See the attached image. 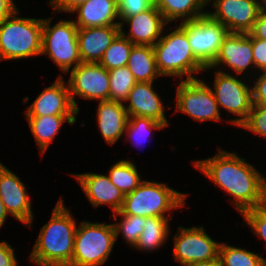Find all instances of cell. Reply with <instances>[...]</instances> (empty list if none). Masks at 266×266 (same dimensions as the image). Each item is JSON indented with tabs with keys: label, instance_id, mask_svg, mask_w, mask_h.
<instances>
[{
	"label": "cell",
	"instance_id": "8d00e7d4",
	"mask_svg": "<svg viewBox=\"0 0 266 266\" xmlns=\"http://www.w3.org/2000/svg\"><path fill=\"white\" fill-rule=\"evenodd\" d=\"M252 87V103L266 105V71H262Z\"/></svg>",
	"mask_w": 266,
	"mask_h": 266
},
{
	"label": "cell",
	"instance_id": "60d3db41",
	"mask_svg": "<svg viewBox=\"0 0 266 266\" xmlns=\"http://www.w3.org/2000/svg\"><path fill=\"white\" fill-rule=\"evenodd\" d=\"M18 8L13 0H0V23L10 17Z\"/></svg>",
	"mask_w": 266,
	"mask_h": 266
},
{
	"label": "cell",
	"instance_id": "ba28073f",
	"mask_svg": "<svg viewBox=\"0 0 266 266\" xmlns=\"http://www.w3.org/2000/svg\"><path fill=\"white\" fill-rule=\"evenodd\" d=\"M179 26L187 33L194 56L205 67H209L218 55L220 46L229 33L228 29L208 14L195 20L182 21Z\"/></svg>",
	"mask_w": 266,
	"mask_h": 266
},
{
	"label": "cell",
	"instance_id": "f1b7e54d",
	"mask_svg": "<svg viewBox=\"0 0 266 266\" xmlns=\"http://www.w3.org/2000/svg\"><path fill=\"white\" fill-rule=\"evenodd\" d=\"M133 46L134 44L129 39L119 33L105 50L99 64L108 71L118 67H125Z\"/></svg>",
	"mask_w": 266,
	"mask_h": 266
},
{
	"label": "cell",
	"instance_id": "4dcf8cb0",
	"mask_svg": "<svg viewBox=\"0 0 266 266\" xmlns=\"http://www.w3.org/2000/svg\"><path fill=\"white\" fill-rule=\"evenodd\" d=\"M162 128H165V126L152 118L129 116L125 132L132 143L139 145L147 140V137L152 133V129Z\"/></svg>",
	"mask_w": 266,
	"mask_h": 266
},
{
	"label": "cell",
	"instance_id": "d6986e66",
	"mask_svg": "<svg viewBox=\"0 0 266 266\" xmlns=\"http://www.w3.org/2000/svg\"><path fill=\"white\" fill-rule=\"evenodd\" d=\"M152 85L153 82H137L125 100L129 105L124 107H127L128 116L152 118L166 127L169 123L164 115V106Z\"/></svg>",
	"mask_w": 266,
	"mask_h": 266
},
{
	"label": "cell",
	"instance_id": "f35d334b",
	"mask_svg": "<svg viewBox=\"0 0 266 266\" xmlns=\"http://www.w3.org/2000/svg\"><path fill=\"white\" fill-rule=\"evenodd\" d=\"M0 266H18L14 250L7 242H0Z\"/></svg>",
	"mask_w": 266,
	"mask_h": 266
},
{
	"label": "cell",
	"instance_id": "277c9868",
	"mask_svg": "<svg viewBox=\"0 0 266 266\" xmlns=\"http://www.w3.org/2000/svg\"><path fill=\"white\" fill-rule=\"evenodd\" d=\"M156 66L161 76H187L186 79H195L192 75L201 72L206 67L194 56L188 43L187 33L178 26L153 45Z\"/></svg>",
	"mask_w": 266,
	"mask_h": 266
},
{
	"label": "cell",
	"instance_id": "cb8c5ba5",
	"mask_svg": "<svg viewBox=\"0 0 266 266\" xmlns=\"http://www.w3.org/2000/svg\"><path fill=\"white\" fill-rule=\"evenodd\" d=\"M211 0H153V4L167 23L183 18L182 21L195 20L207 12H202Z\"/></svg>",
	"mask_w": 266,
	"mask_h": 266
},
{
	"label": "cell",
	"instance_id": "d6a6232c",
	"mask_svg": "<svg viewBox=\"0 0 266 266\" xmlns=\"http://www.w3.org/2000/svg\"><path fill=\"white\" fill-rule=\"evenodd\" d=\"M241 127L261 137H266V105L253 104L248 119Z\"/></svg>",
	"mask_w": 266,
	"mask_h": 266
},
{
	"label": "cell",
	"instance_id": "d590c367",
	"mask_svg": "<svg viewBox=\"0 0 266 266\" xmlns=\"http://www.w3.org/2000/svg\"><path fill=\"white\" fill-rule=\"evenodd\" d=\"M252 54L254 67L266 71V40L252 37Z\"/></svg>",
	"mask_w": 266,
	"mask_h": 266
},
{
	"label": "cell",
	"instance_id": "74e56055",
	"mask_svg": "<svg viewBox=\"0 0 266 266\" xmlns=\"http://www.w3.org/2000/svg\"><path fill=\"white\" fill-rule=\"evenodd\" d=\"M248 34L251 37L266 40V9L264 7L260 9L257 19Z\"/></svg>",
	"mask_w": 266,
	"mask_h": 266
},
{
	"label": "cell",
	"instance_id": "8fae6325",
	"mask_svg": "<svg viewBox=\"0 0 266 266\" xmlns=\"http://www.w3.org/2000/svg\"><path fill=\"white\" fill-rule=\"evenodd\" d=\"M220 244L206 234L203 226H179L174 235V259L184 266L204 260H219Z\"/></svg>",
	"mask_w": 266,
	"mask_h": 266
},
{
	"label": "cell",
	"instance_id": "603a6c76",
	"mask_svg": "<svg viewBox=\"0 0 266 266\" xmlns=\"http://www.w3.org/2000/svg\"><path fill=\"white\" fill-rule=\"evenodd\" d=\"M76 115H44V116H26L31 133L36 139L41 154L47 150L49 144L53 141L56 134L67 121L73 125L76 123Z\"/></svg>",
	"mask_w": 266,
	"mask_h": 266
},
{
	"label": "cell",
	"instance_id": "8992f818",
	"mask_svg": "<svg viewBox=\"0 0 266 266\" xmlns=\"http://www.w3.org/2000/svg\"><path fill=\"white\" fill-rule=\"evenodd\" d=\"M116 234L113 224L83 221L77 227L69 266H99L109 258Z\"/></svg>",
	"mask_w": 266,
	"mask_h": 266
},
{
	"label": "cell",
	"instance_id": "4316f807",
	"mask_svg": "<svg viewBox=\"0 0 266 266\" xmlns=\"http://www.w3.org/2000/svg\"><path fill=\"white\" fill-rule=\"evenodd\" d=\"M108 177L124 195L131 193L143 182L136 165L128 160L116 162L111 167Z\"/></svg>",
	"mask_w": 266,
	"mask_h": 266
},
{
	"label": "cell",
	"instance_id": "83f0119b",
	"mask_svg": "<svg viewBox=\"0 0 266 266\" xmlns=\"http://www.w3.org/2000/svg\"><path fill=\"white\" fill-rule=\"evenodd\" d=\"M219 264L220 266H266V259L254 252L222 243L219 248Z\"/></svg>",
	"mask_w": 266,
	"mask_h": 266
},
{
	"label": "cell",
	"instance_id": "2e32d148",
	"mask_svg": "<svg viewBox=\"0 0 266 266\" xmlns=\"http://www.w3.org/2000/svg\"><path fill=\"white\" fill-rule=\"evenodd\" d=\"M63 80V76H59L51 86L45 88L28 106L25 115H77L78 111L71 101L68 84L65 86Z\"/></svg>",
	"mask_w": 266,
	"mask_h": 266
},
{
	"label": "cell",
	"instance_id": "f546056e",
	"mask_svg": "<svg viewBox=\"0 0 266 266\" xmlns=\"http://www.w3.org/2000/svg\"><path fill=\"white\" fill-rule=\"evenodd\" d=\"M137 83L127 66L109 70V100L125 101Z\"/></svg>",
	"mask_w": 266,
	"mask_h": 266
},
{
	"label": "cell",
	"instance_id": "b9f144b4",
	"mask_svg": "<svg viewBox=\"0 0 266 266\" xmlns=\"http://www.w3.org/2000/svg\"><path fill=\"white\" fill-rule=\"evenodd\" d=\"M189 266H220L219 260H204Z\"/></svg>",
	"mask_w": 266,
	"mask_h": 266
},
{
	"label": "cell",
	"instance_id": "484cf974",
	"mask_svg": "<svg viewBox=\"0 0 266 266\" xmlns=\"http://www.w3.org/2000/svg\"><path fill=\"white\" fill-rule=\"evenodd\" d=\"M168 220L166 217H145L143 232L134 247L140 251H152L162 246L169 232Z\"/></svg>",
	"mask_w": 266,
	"mask_h": 266
},
{
	"label": "cell",
	"instance_id": "1f68e13d",
	"mask_svg": "<svg viewBox=\"0 0 266 266\" xmlns=\"http://www.w3.org/2000/svg\"><path fill=\"white\" fill-rule=\"evenodd\" d=\"M118 215L122 217V220L120 223H113L116 239L121 232L126 242L130 244V246L132 245L134 247L138 242L141 233L143 232L145 217L124 214Z\"/></svg>",
	"mask_w": 266,
	"mask_h": 266
},
{
	"label": "cell",
	"instance_id": "6da1fadb",
	"mask_svg": "<svg viewBox=\"0 0 266 266\" xmlns=\"http://www.w3.org/2000/svg\"><path fill=\"white\" fill-rule=\"evenodd\" d=\"M244 160L236 153L220 149L216 156L193 163L206 177L233 196L235 200L231 202L241 214L266 204V178Z\"/></svg>",
	"mask_w": 266,
	"mask_h": 266
},
{
	"label": "cell",
	"instance_id": "5b68a950",
	"mask_svg": "<svg viewBox=\"0 0 266 266\" xmlns=\"http://www.w3.org/2000/svg\"><path fill=\"white\" fill-rule=\"evenodd\" d=\"M185 198L186 194L171 189L164 183L144 180L125 195L121 210L115 214L167 217L165 212L183 207Z\"/></svg>",
	"mask_w": 266,
	"mask_h": 266
},
{
	"label": "cell",
	"instance_id": "e0dca14e",
	"mask_svg": "<svg viewBox=\"0 0 266 266\" xmlns=\"http://www.w3.org/2000/svg\"><path fill=\"white\" fill-rule=\"evenodd\" d=\"M75 176L94 208L110 205L114 213L121 210L125 195L109 179L96 173L72 174Z\"/></svg>",
	"mask_w": 266,
	"mask_h": 266
},
{
	"label": "cell",
	"instance_id": "d4e9b609",
	"mask_svg": "<svg viewBox=\"0 0 266 266\" xmlns=\"http://www.w3.org/2000/svg\"><path fill=\"white\" fill-rule=\"evenodd\" d=\"M137 82H153L158 72L153 46L134 45L126 65Z\"/></svg>",
	"mask_w": 266,
	"mask_h": 266
},
{
	"label": "cell",
	"instance_id": "e575fe53",
	"mask_svg": "<svg viewBox=\"0 0 266 266\" xmlns=\"http://www.w3.org/2000/svg\"><path fill=\"white\" fill-rule=\"evenodd\" d=\"M153 5V0H118L119 19L126 20L128 17L144 12Z\"/></svg>",
	"mask_w": 266,
	"mask_h": 266
},
{
	"label": "cell",
	"instance_id": "ac0fdd59",
	"mask_svg": "<svg viewBox=\"0 0 266 266\" xmlns=\"http://www.w3.org/2000/svg\"><path fill=\"white\" fill-rule=\"evenodd\" d=\"M130 25L129 34L120 29V33L129 39L134 45L153 46L161 38L164 25L168 24L161 12L153 4L144 12L121 20Z\"/></svg>",
	"mask_w": 266,
	"mask_h": 266
},
{
	"label": "cell",
	"instance_id": "ee69618b",
	"mask_svg": "<svg viewBox=\"0 0 266 266\" xmlns=\"http://www.w3.org/2000/svg\"><path fill=\"white\" fill-rule=\"evenodd\" d=\"M263 7L266 9V0L263 2Z\"/></svg>",
	"mask_w": 266,
	"mask_h": 266
},
{
	"label": "cell",
	"instance_id": "836d02e7",
	"mask_svg": "<svg viewBox=\"0 0 266 266\" xmlns=\"http://www.w3.org/2000/svg\"><path fill=\"white\" fill-rule=\"evenodd\" d=\"M242 215L247 225L252 228L251 231L266 242V204L248 209Z\"/></svg>",
	"mask_w": 266,
	"mask_h": 266
},
{
	"label": "cell",
	"instance_id": "7a4b0ae2",
	"mask_svg": "<svg viewBox=\"0 0 266 266\" xmlns=\"http://www.w3.org/2000/svg\"><path fill=\"white\" fill-rule=\"evenodd\" d=\"M75 219L59 199L52 217L38 236L30 254V260L40 266H69L74 251L77 230Z\"/></svg>",
	"mask_w": 266,
	"mask_h": 266
},
{
	"label": "cell",
	"instance_id": "9a60e30c",
	"mask_svg": "<svg viewBox=\"0 0 266 266\" xmlns=\"http://www.w3.org/2000/svg\"><path fill=\"white\" fill-rule=\"evenodd\" d=\"M220 64L230 67L237 74H242L248 67H254L252 37L247 33L229 32L214 62L205 70L213 69Z\"/></svg>",
	"mask_w": 266,
	"mask_h": 266
},
{
	"label": "cell",
	"instance_id": "5bb4252c",
	"mask_svg": "<svg viewBox=\"0 0 266 266\" xmlns=\"http://www.w3.org/2000/svg\"><path fill=\"white\" fill-rule=\"evenodd\" d=\"M26 186L15 173L0 162V198L6 211L31 227L33 213Z\"/></svg>",
	"mask_w": 266,
	"mask_h": 266
},
{
	"label": "cell",
	"instance_id": "4fadbf2b",
	"mask_svg": "<svg viewBox=\"0 0 266 266\" xmlns=\"http://www.w3.org/2000/svg\"><path fill=\"white\" fill-rule=\"evenodd\" d=\"M215 11L207 14L231 33H249L263 4L259 0H213Z\"/></svg>",
	"mask_w": 266,
	"mask_h": 266
},
{
	"label": "cell",
	"instance_id": "ffe728a7",
	"mask_svg": "<svg viewBox=\"0 0 266 266\" xmlns=\"http://www.w3.org/2000/svg\"><path fill=\"white\" fill-rule=\"evenodd\" d=\"M120 33V26L78 28L77 40L82 62L99 63L105 50Z\"/></svg>",
	"mask_w": 266,
	"mask_h": 266
},
{
	"label": "cell",
	"instance_id": "7402d4cb",
	"mask_svg": "<svg viewBox=\"0 0 266 266\" xmlns=\"http://www.w3.org/2000/svg\"><path fill=\"white\" fill-rule=\"evenodd\" d=\"M129 116L123 102L100 101L97 120L100 132L105 141L113 145L126 131Z\"/></svg>",
	"mask_w": 266,
	"mask_h": 266
},
{
	"label": "cell",
	"instance_id": "30bf717a",
	"mask_svg": "<svg viewBox=\"0 0 266 266\" xmlns=\"http://www.w3.org/2000/svg\"><path fill=\"white\" fill-rule=\"evenodd\" d=\"M213 94L218 107L241 117L228 122L241 126L248 119L253 105L252 88L249 85L220 70L215 73Z\"/></svg>",
	"mask_w": 266,
	"mask_h": 266
},
{
	"label": "cell",
	"instance_id": "ab89813d",
	"mask_svg": "<svg viewBox=\"0 0 266 266\" xmlns=\"http://www.w3.org/2000/svg\"><path fill=\"white\" fill-rule=\"evenodd\" d=\"M88 0H50L48 3L57 12H73L80 4L87 2Z\"/></svg>",
	"mask_w": 266,
	"mask_h": 266
},
{
	"label": "cell",
	"instance_id": "7bdbcfd3",
	"mask_svg": "<svg viewBox=\"0 0 266 266\" xmlns=\"http://www.w3.org/2000/svg\"><path fill=\"white\" fill-rule=\"evenodd\" d=\"M7 214L8 212L6 211L5 206L3 205V202L0 198V228H2V225L4 224Z\"/></svg>",
	"mask_w": 266,
	"mask_h": 266
},
{
	"label": "cell",
	"instance_id": "3957f363",
	"mask_svg": "<svg viewBox=\"0 0 266 266\" xmlns=\"http://www.w3.org/2000/svg\"><path fill=\"white\" fill-rule=\"evenodd\" d=\"M18 12L0 23V61L41 55L43 19L17 17Z\"/></svg>",
	"mask_w": 266,
	"mask_h": 266
},
{
	"label": "cell",
	"instance_id": "7c38bea8",
	"mask_svg": "<svg viewBox=\"0 0 266 266\" xmlns=\"http://www.w3.org/2000/svg\"><path fill=\"white\" fill-rule=\"evenodd\" d=\"M67 84L71 101L78 113L75 95L89 100H109V71L99 63L81 62L72 68Z\"/></svg>",
	"mask_w": 266,
	"mask_h": 266
},
{
	"label": "cell",
	"instance_id": "52a82bcc",
	"mask_svg": "<svg viewBox=\"0 0 266 266\" xmlns=\"http://www.w3.org/2000/svg\"><path fill=\"white\" fill-rule=\"evenodd\" d=\"M50 23L51 18L43 19L41 55H49L63 72H69L74 63L73 68L82 62L77 40L78 27L73 20H61L53 26Z\"/></svg>",
	"mask_w": 266,
	"mask_h": 266
},
{
	"label": "cell",
	"instance_id": "44dd1931",
	"mask_svg": "<svg viewBox=\"0 0 266 266\" xmlns=\"http://www.w3.org/2000/svg\"><path fill=\"white\" fill-rule=\"evenodd\" d=\"M78 13L74 23L78 28L120 26L123 22H115L119 19L118 0H88L80 4L73 12Z\"/></svg>",
	"mask_w": 266,
	"mask_h": 266
},
{
	"label": "cell",
	"instance_id": "9c48e42d",
	"mask_svg": "<svg viewBox=\"0 0 266 266\" xmlns=\"http://www.w3.org/2000/svg\"><path fill=\"white\" fill-rule=\"evenodd\" d=\"M176 90V110L197 121H220V112L213 90L202 80H182Z\"/></svg>",
	"mask_w": 266,
	"mask_h": 266
}]
</instances>
